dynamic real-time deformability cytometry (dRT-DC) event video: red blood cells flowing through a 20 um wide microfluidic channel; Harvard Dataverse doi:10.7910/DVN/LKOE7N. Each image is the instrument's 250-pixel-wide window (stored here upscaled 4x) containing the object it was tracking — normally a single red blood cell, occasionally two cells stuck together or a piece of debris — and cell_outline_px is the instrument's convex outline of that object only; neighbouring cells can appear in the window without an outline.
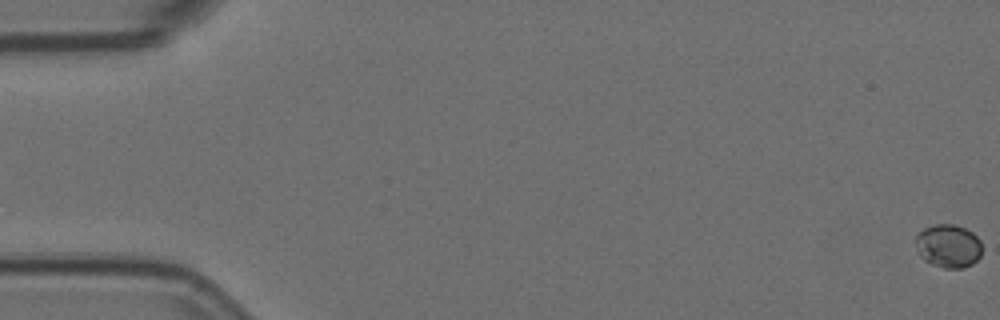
{"species": "Egyptian fruit bat (a non-hibernating species)", "species_latin": "Rousettus aegyptiacus", "temperature_condition": "room temperature", "stored_images_in_passage": 5, "camera_frame_rate_fps": 3000, "um_per_image_px": 0.085, "animal": {"sex": "female"}, "frame": {"image": 1, "passage_image": 1, "time_ms": 0.0, "image_size_px": [1000, 320], "cell_outline_px": [[980, 256], [972, 264], [964, 268], [944, 268], [932, 264], [924, 260], [916, 252], [916, 236], [924, 228], [932, 224], [952, 224], [964, 228], [972, 232], [980, 240]], "centroid_in_image_um": [80.58, 20.91], "position_along_channel_um": 4.4, "area_um2": 16.76}}
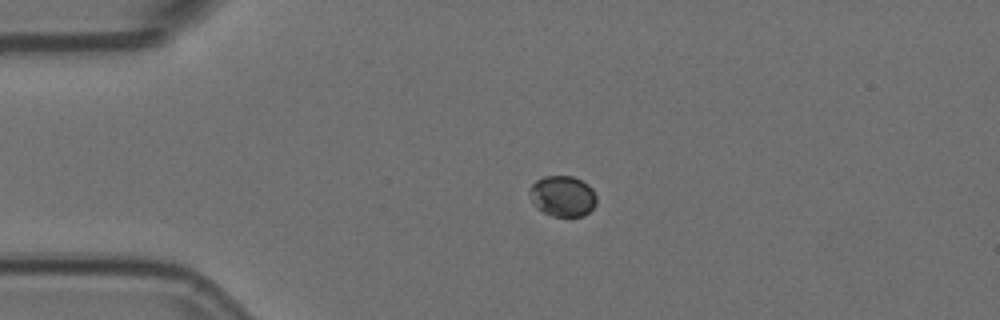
{"frame": {"image": 2, "passage_image": 4, "time_ms": 1.0, "image_size_px": [1000, 320], "cell_outline_px": [[596, 204], [584, 216], [552, 216], [536, 208], [528, 192], [532, 184], [536, 180], [544, 176], [572, 176], [588, 184], [592, 188], [596, 196]], "centroid_in_image_um": [47.82, 16.66], "position_along_channel_um": 37.2, "area_um2": 15.9}}